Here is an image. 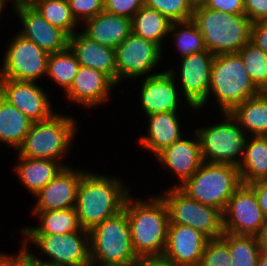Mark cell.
<instances>
[{
	"label": "cell",
	"instance_id": "1",
	"mask_svg": "<svg viewBox=\"0 0 267 266\" xmlns=\"http://www.w3.org/2000/svg\"><path fill=\"white\" fill-rule=\"evenodd\" d=\"M119 177L86 171L77 190L75 209L82 229L90 231L124 209L131 190Z\"/></svg>",
	"mask_w": 267,
	"mask_h": 266
},
{
	"label": "cell",
	"instance_id": "2",
	"mask_svg": "<svg viewBox=\"0 0 267 266\" xmlns=\"http://www.w3.org/2000/svg\"><path fill=\"white\" fill-rule=\"evenodd\" d=\"M126 199L124 211L129 220L132 245L137 257L163 255L169 227L167 206L159 196Z\"/></svg>",
	"mask_w": 267,
	"mask_h": 266
},
{
	"label": "cell",
	"instance_id": "3",
	"mask_svg": "<svg viewBox=\"0 0 267 266\" xmlns=\"http://www.w3.org/2000/svg\"><path fill=\"white\" fill-rule=\"evenodd\" d=\"M260 93L238 53L217 54L211 67L207 100L197 110L205 108L209 99L215 97L220 112L230 113L237 105Z\"/></svg>",
	"mask_w": 267,
	"mask_h": 266
},
{
	"label": "cell",
	"instance_id": "4",
	"mask_svg": "<svg viewBox=\"0 0 267 266\" xmlns=\"http://www.w3.org/2000/svg\"><path fill=\"white\" fill-rule=\"evenodd\" d=\"M192 20L212 54L237 53L251 40L253 22L246 14L222 13L203 5L194 7Z\"/></svg>",
	"mask_w": 267,
	"mask_h": 266
},
{
	"label": "cell",
	"instance_id": "5",
	"mask_svg": "<svg viewBox=\"0 0 267 266\" xmlns=\"http://www.w3.org/2000/svg\"><path fill=\"white\" fill-rule=\"evenodd\" d=\"M78 122L70 115L55 113L51 118L33 122L28 134L17 148V157L61 162L72 149Z\"/></svg>",
	"mask_w": 267,
	"mask_h": 266
},
{
	"label": "cell",
	"instance_id": "6",
	"mask_svg": "<svg viewBox=\"0 0 267 266\" xmlns=\"http://www.w3.org/2000/svg\"><path fill=\"white\" fill-rule=\"evenodd\" d=\"M24 242L18 251L29 263L43 266H91L90 233L80 229L68 234L21 235ZM49 259L41 260L30 251V244ZM39 247V248H38Z\"/></svg>",
	"mask_w": 267,
	"mask_h": 266
},
{
	"label": "cell",
	"instance_id": "7",
	"mask_svg": "<svg viewBox=\"0 0 267 266\" xmlns=\"http://www.w3.org/2000/svg\"><path fill=\"white\" fill-rule=\"evenodd\" d=\"M89 233L91 266H126L138 260L124 210L94 226Z\"/></svg>",
	"mask_w": 267,
	"mask_h": 266
},
{
	"label": "cell",
	"instance_id": "8",
	"mask_svg": "<svg viewBox=\"0 0 267 266\" xmlns=\"http://www.w3.org/2000/svg\"><path fill=\"white\" fill-rule=\"evenodd\" d=\"M241 184L238 166L203 161L198 170L178 188L189 198L224 212L229 199Z\"/></svg>",
	"mask_w": 267,
	"mask_h": 266
},
{
	"label": "cell",
	"instance_id": "9",
	"mask_svg": "<svg viewBox=\"0 0 267 266\" xmlns=\"http://www.w3.org/2000/svg\"><path fill=\"white\" fill-rule=\"evenodd\" d=\"M221 115L222 121L195 131L200 141L202 159L209 163L239 166L248 135L230 113L222 112Z\"/></svg>",
	"mask_w": 267,
	"mask_h": 266
},
{
	"label": "cell",
	"instance_id": "10",
	"mask_svg": "<svg viewBox=\"0 0 267 266\" xmlns=\"http://www.w3.org/2000/svg\"><path fill=\"white\" fill-rule=\"evenodd\" d=\"M159 195L167 206L170 223L192 227L209 239L220 238L223 235L221 210L189 198L178 187H170Z\"/></svg>",
	"mask_w": 267,
	"mask_h": 266
},
{
	"label": "cell",
	"instance_id": "11",
	"mask_svg": "<svg viewBox=\"0 0 267 266\" xmlns=\"http://www.w3.org/2000/svg\"><path fill=\"white\" fill-rule=\"evenodd\" d=\"M8 42L0 78L37 82L46 76L49 53L19 33Z\"/></svg>",
	"mask_w": 267,
	"mask_h": 266
},
{
	"label": "cell",
	"instance_id": "12",
	"mask_svg": "<svg viewBox=\"0 0 267 266\" xmlns=\"http://www.w3.org/2000/svg\"><path fill=\"white\" fill-rule=\"evenodd\" d=\"M214 56L206 49L199 53L180 57V67L167 69L175 81H179L177 86H181L179 90L183 94L184 103L193 111L197 112V109L207 100Z\"/></svg>",
	"mask_w": 267,
	"mask_h": 266
},
{
	"label": "cell",
	"instance_id": "13",
	"mask_svg": "<svg viewBox=\"0 0 267 266\" xmlns=\"http://www.w3.org/2000/svg\"><path fill=\"white\" fill-rule=\"evenodd\" d=\"M162 52L158 44L131 33L115 48L117 85L122 80H137L158 74L154 71L162 61Z\"/></svg>",
	"mask_w": 267,
	"mask_h": 266
},
{
	"label": "cell",
	"instance_id": "14",
	"mask_svg": "<svg viewBox=\"0 0 267 266\" xmlns=\"http://www.w3.org/2000/svg\"><path fill=\"white\" fill-rule=\"evenodd\" d=\"M265 219L254 190L248 184H241L223 212L224 232L257 236Z\"/></svg>",
	"mask_w": 267,
	"mask_h": 266
},
{
	"label": "cell",
	"instance_id": "15",
	"mask_svg": "<svg viewBox=\"0 0 267 266\" xmlns=\"http://www.w3.org/2000/svg\"><path fill=\"white\" fill-rule=\"evenodd\" d=\"M37 83L0 78V95L33 122L47 120L56 113L48 92Z\"/></svg>",
	"mask_w": 267,
	"mask_h": 266
},
{
	"label": "cell",
	"instance_id": "16",
	"mask_svg": "<svg viewBox=\"0 0 267 266\" xmlns=\"http://www.w3.org/2000/svg\"><path fill=\"white\" fill-rule=\"evenodd\" d=\"M22 25L18 33L36 43L47 53L68 49L69 35L51 25L31 3H20L11 7Z\"/></svg>",
	"mask_w": 267,
	"mask_h": 266
},
{
	"label": "cell",
	"instance_id": "17",
	"mask_svg": "<svg viewBox=\"0 0 267 266\" xmlns=\"http://www.w3.org/2000/svg\"><path fill=\"white\" fill-rule=\"evenodd\" d=\"M87 170L65 166L34 197L32 212H45L75 207L77 190Z\"/></svg>",
	"mask_w": 267,
	"mask_h": 266
},
{
	"label": "cell",
	"instance_id": "18",
	"mask_svg": "<svg viewBox=\"0 0 267 266\" xmlns=\"http://www.w3.org/2000/svg\"><path fill=\"white\" fill-rule=\"evenodd\" d=\"M117 84L105 73L90 67L81 66L69 87L64 93L70 103L79 104L85 109L98 107L110 101L111 92Z\"/></svg>",
	"mask_w": 267,
	"mask_h": 266
},
{
	"label": "cell",
	"instance_id": "19",
	"mask_svg": "<svg viewBox=\"0 0 267 266\" xmlns=\"http://www.w3.org/2000/svg\"><path fill=\"white\" fill-rule=\"evenodd\" d=\"M140 82V101L144 116L161 113L180 111V103L183 100L175 78L168 70L159 71L158 74L143 77ZM181 97V98H180Z\"/></svg>",
	"mask_w": 267,
	"mask_h": 266
},
{
	"label": "cell",
	"instance_id": "20",
	"mask_svg": "<svg viewBox=\"0 0 267 266\" xmlns=\"http://www.w3.org/2000/svg\"><path fill=\"white\" fill-rule=\"evenodd\" d=\"M192 135V139L182 136L154 156L162 168L178 178L179 182L171 187H180L203 163L198 135L195 131Z\"/></svg>",
	"mask_w": 267,
	"mask_h": 266
},
{
	"label": "cell",
	"instance_id": "21",
	"mask_svg": "<svg viewBox=\"0 0 267 266\" xmlns=\"http://www.w3.org/2000/svg\"><path fill=\"white\" fill-rule=\"evenodd\" d=\"M209 238L187 225L169 223L163 255L179 266H199Z\"/></svg>",
	"mask_w": 267,
	"mask_h": 266
},
{
	"label": "cell",
	"instance_id": "22",
	"mask_svg": "<svg viewBox=\"0 0 267 266\" xmlns=\"http://www.w3.org/2000/svg\"><path fill=\"white\" fill-rule=\"evenodd\" d=\"M68 48L81 66L101 71L117 84L115 48L101 45L79 30L69 37Z\"/></svg>",
	"mask_w": 267,
	"mask_h": 266
},
{
	"label": "cell",
	"instance_id": "23",
	"mask_svg": "<svg viewBox=\"0 0 267 266\" xmlns=\"http://www.w3.org/2000/svg\"><path fill=\"white\" fill-rule=\"evenodd\" d=\"M180 111L161 112L146 115L148 121L147 134L140 135L139 145L156 156L164 148L180 139L183 133L180 122Z\"/></svg>",
	"mask_w": 267,
	"mask_h": 266
},
{
	"label": "cell",
	"instance_id": "24",
	"mask_svg": "<svg viewBox=\"0 0 267 266\" xmlns=\"http://www.w3.org/2000/svg\"><path fill=\"white\" fill-rule=\"evenodd\" d=\"M82 26L81 31L91 40L111 48H116L132 33L130 18L106 11L86 20Z\"/></svg>",
	"mask_w": 267,
	"mask_h": 266
},
{
	"label": "cell",
	"instance_id": "25",
	"mask_svg": "<svg viewBox=\"0 0 267 266\" xmlns=\"http://www.w3.org/2000/svg\"><path fill=\"white\" fill-rule=\"evenodd\" d=\"M17 164L14 165L18 180L25 189L35 197L37 193L46 186L63 167L68 166L66 163L61 164L59 161L34 159L27 157H18Z\"/></svg>",
	"mask_w": 267,
	"mask_h": 266
},
{
	"label": "cell",
	"instance_id": "26",
	"mask_svg": "<svg viewBox=\"0 0 267 266\" xmlns=\"http://www.w3.org/2000/svg\"><path fill=\"white\" fill-rule=\"evenodd\" d=\"M31 214L39 217L38 225L20 228L21 235H63L81 229L75 207Z\"/></svg>",
	"mask_w": 267,
	"mask_h": 266
},
{
	"label": "cell",
	"instance_id": "27",
	"mask_svg": "<svg viewBox=\"0 0 267 266\" xmlns=\"http://www.w3.org/2000/svg\"><path fill=\"white\" fill-rule=\"evenodd\" d=\"M230 114L248 136H267V95L264 92L243 101Z\"/></svg>",
	"mask_w": 267,
	"mask_h": 266
},
{
	"label": "cell",
	"instance_id": "28",
	"mask_svg": "<svg viewBox=\"0 0 267 266\" xmlns=\"http://www.w3.org/2000/svg\"><path fill=\"white\" fill-rule=\"evenodd\" d=\"M238 169L242 184L267 178V136H248Z\"/></svg>",
	"mask_w": 267,
	"mask_h": 266
},
{
	"label": "cell",
	"instance_id": "29",
	"mask_svg": "<svg viewBox=\"0 0 267 266\" xmlns=\"http://www.w3.org/2000/svg\"><path fill=\"white\" fill-rule=\"evenodd\" d=\"M32 124L33 121L0 95V145L3 143L16 151Z\"/></svg>",
	"mask_w": 267,
	"mask_h": 266
},
{
	"label": "cell",
	"instance_id": "30",
	"mask_svg": "<svg viewBox=\"0 0 267 266\" xmlns=\"http://www.w3.org/2000/svg\"><path fill=\"white\" fill-rule=\"evenodd\" d=\"M171 21L157 10L142 6L131 18L132 33L158 44L162 49L163 41L169 34Z\"/></svg>",
	"mask_w": 267,
	"mask_h": 266
},
{
	"label": "cell",
	"instance_id": "31",
	"mask_svg": "<svg viewBox=\"0 0 267 266\" xmlns=\"http://www.w3.org/2000/svg\"><path fill=\"white\" fill-rule=\"evenodd\" d=\"M228 246L231 266H257L261 248L257 236L224 232L220 237Z\"/></svg>",
	"mask_w": 267,
	"mask_h": 266
},
{
	"label": "cell",
	"instance_id": "32",
	"mask_svg": "<svg viewBox=\"0 0 267 266\" xmlns=\"http://www.w3.org/2000/svg\"><path fill=\"white\" fill-rule=\"evenodd\" d=\"M80 67L76 57L68 48L64 51L49 54L46 76L54 81L65 93L71 86Z\"/></svg>",
	"mask_w": 267,
	"mask_h": 266
},
{
	"label": "cell",
	"instance_id": "33",
	"mask_svg": "<svg viewBox=\"0 0 267 266\" xmlns=\"http://www.w3.org/2000/svg\"><path fill=\"white\" fill-rule=\"evenodd\" d=\"M31 4L53 26L73 35L81 26L74 19L68 0H33Z\"/></svg>",
	"mask_w": 267,
	"mask_h": 266
},
{
	"label": "cell",
	"instance_id": "34",
	"mask_svg": "<svg viewBox=\"0 0 267 266\" xmlns=\"http://www.w3.org/2000/svg\"><path fill=\"white\" fill-rule=\"evenodd\" d=\"M168 36H172L171 38L179 51V57H186L206 50L203 36L192 19L171 22Z\"/></svg>",
	"mask_w": 267,
	"mask_h": 266
},
{
	"label": "cell",
	"instance_id": "35",
	"mask_svg": "<svg viewBox=\"0 0 267 266\" xmlns=\"http://www.w3.org/2000/svg\"><path fill=\"white\" fill-rule=\"evenodd\" d=\"M237 53L253 83L263 92L267 88V55L251 40Z\"/></svg>",
	"mask_w": 267,
	"mask_h": 266
},
{
	"label": "cell",
	"instance_id": "36",
	"mask_svg": "<svg viewBox=\"0 0 267 266\" xmlns=\"http://www.w3.org/2000/svg\"><path fill=\"white\" fill-rule=\"evenodd\" d=\"M144 5L157 10L171 22L186 21L193 17L194 6L189 0H145Z\"/></svg>",
	"mask_w": 267,
	"mask_h": 266
},
{
	"label": "cell",
	"instance_id": "37",
	"mask_svg": "<svg viewBox=\"0 0 267 266\" xmlns=\"http://www.w3.org/2000/svg\"><path fill=\"white\" fill-rule=\"evenodd\" d=\"M199 266H231L227 244L221 238L209 239Z\"/></svg>",
	"mask_w": 267,
	"mask_h": 266
},
{
	"label": "cell",
	"instance_id": "38",
	"mask_svg": "<svg viewBox=\"0 0 267 266\" xmlns=\"http://www.w3.org/2000/svg\"><path fill=\"white\" fill-rule=\"evenodd\" d=\"M68 3L79 25L104 11V0H68Z\"/></svg>",
	"mask_w": 267,
	"mask_h": 266
},
{
	"label": "cell",
	"instance_id": "39",
	"mask_svg": "<svg viewBox=\"0 0 267 266\" xmlns=\"http://www.w3.org/2000/svg\"><path fill=\"white\" fill-rule=\"evenodd\" d=\"M145 4V0H104V11L132 18Z\"/></svg>",
	"mask_w": 267,
	"mask_h": 266
},
{
	"label": "cell",
	"instance_id": "40",
	"mask_svg": "<svg viewBox=\"0 0 267 266\" xmlns=\"http://www.w3.org/2000/svg\"><path fill=\"white\" fill-rule=\"evenodd\" d=\"M202 5L222 13L245 14L244 0H205Z\"/></svg>",
	"mask_w": 267,
	"mask_h": 266
},
{
	"label": "cell",
	"instance_id": "41",
	"mask_svg": "<svg viewBox=\"0 0 267 266\" xmlns=\"http://www.w3.org/2000/svg\"><path fill=\"white\" fill-rule=\"evenodd\" d=\"M245 14L254 23L267 21V0H244Z\"/></svg>",
	"mask_w": 267,
	"mask_h": 266
},
{
	"label": "cell",
	"instance_id": "42",
	"mask_svg": "<svg viewBox=\"0 0 267 266\" xmlns=\"http://www.w3.org/2000/svg\"><path fill=\"white\" fill-rule=\"evenodd\" d=\"M251 41L267 55V21H257L252 24Z\"/></svg>",
	"mask_w": 267,
	"mask_h": 266
},
{
	"label": "cell",
	"instance_id": "43",
	"mask_svg": "<svg viewBox=\"0 0 267 266\" xmlns=\"http://www.w3.org/2000/svg\"><path fill=\"white\" fill-rule=\"evenodd\" d=\"M255 192L259 206L267 217V178L248 184Z\"/></svg>",
	"mask_w": 267,
	"mask_h": 266
},
{
	"label": "cell",
	"instance_id": "44",
	"mask_svg": "<svg viewBox=\"0 0 267 266\" xmlns=\"http://www.w3.org/2000/svg\"><path fill=\"white\" fill-rule=\"evenodd\" d=\"M135 266H179L165 255L138 257Z\"/></svg>",
	"mask_w": 267,
	"mask_h": 266
},
{
	"label": "cell",
	"instance_id": "45",
	"mask_svg": "<svg viewBox=\"0 0 267 266\" xmlns=\"http://www.w3.org/2000/svg\"><path fill=\"white\" fill-rule=\"evenodd\" d=\"M1 266H33L19 252L14 255L1 252Z\"/></svg>",
	"mask_w": 267,
	"mask_h": 266
},
{
	"label": "cell",
	"instance_id": "46",
	"mask_svg": "<svg viewBox=\"0 0 267 266\" xmlns=\"http://www.w3.org/2000/svg\"><path fill=\"white\" fill-rule=\"evenodd\" d=\"M261 251L267 253V217L257 235Z\"/></svg>",
	"mask_w": 267,
	"mask_h": 266
},
{
	"label": "cell",
	"instance_id": "47",
	"mask_svg": "<svg viewBox=\"0 0 267 266\" xmlns=\"http://www.w3.org/2000/svg\"><path fill=\"white\" fill-rule=\"evenodd\" d=\"M257 266H267V253L261 252L257 262Z\"/></svg>",
	"mask_w": 267,
	"mask_h": 266
},
{
	"label": "cell",
	"instance_id": "48",
	"mask_svg": "<svg viewBox=\"0 0 267 266\" xmlns=\"http://www.w3.org/2000/svg\"><path fill=\"white\" fill-rule=\"evenodd\" d=\"M10 4L16 5V4H20V3H31L33 0H9Z\"/></svg>",
	"mask_w": 267,
	"mask_h": 266
},
{
	"label": "cell",
	"instance_id": "49",
	"mask_svg": "<svg viewBox=\"0 0 267 266\" xmlns=\"http://www.w3.org/2000/svg\"><path fill=\"white\" fill-rule=\"evenodd\" d=\"M191 2V4L195 7V6H198V5H202L205 0H189Z\"/></svg>",
	"mask_w": 267,
	"mask_h": 266
},
{
	"label": "cell",
	"instance_id": "50",
	"mask_svg": "<svg viewBox=\"0 0 267 266\" xmlns=\"http://www.w3.org/2000/svg\"><path fill=\"white\" fill-rule=\"evenodd\" d=\"M8 2L10 3V1H8V0H0V8L3 10V11H5L4 10V7L8 4ZM7 3V4H6Z\"/></svg>",
	"mask_w": 267,
	"mask_h": 266
},
{
	"label": "cell",
	"instance_id": "51",
	"mask_svg": "<svg viewBox=\"0 0 267 266\" xmlns=\"http://www.w3.org/2000/svg\"><path fill=\"white\" fill-rule=\"evenodd\" d=\"M2 12L4 13V11L0 8V16H1V14H3Z\"/></svg>",
	"mask_w": 267,
	"mask_h": 266
},
{
	"label": "cell",
	"instance_id": "52",
	"mask_svg": "<svg viewBox=\"0 0 267 266\" xmlns=\"http://www.w3.org/2000/svg\"><path fill=\"white\" fill-rule=\"evenodd\" d=\"M263 92L267 95V88Z\"/></svg>",
	"mask_w": 267,
	"mask_h": 266
}]
</instances>
